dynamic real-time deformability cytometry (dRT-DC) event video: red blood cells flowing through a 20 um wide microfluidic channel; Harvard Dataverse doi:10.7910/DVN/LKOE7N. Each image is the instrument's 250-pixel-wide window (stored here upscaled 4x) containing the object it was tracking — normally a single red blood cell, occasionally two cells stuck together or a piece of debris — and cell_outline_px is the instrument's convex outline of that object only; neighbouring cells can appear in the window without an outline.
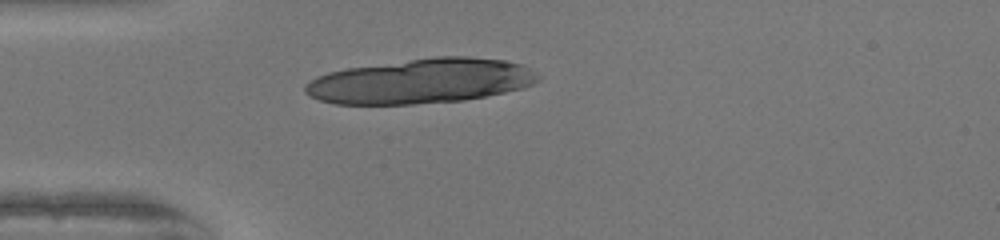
{"species": "human", "species_latin": "Homo sapiens", "temperature_condition": "warm", "stored_images_in_passage": 16, "camera_frame_rate_fps": 3000, "um_per_image_px": 0.085, "donor": {"sex": "female"}, "frame": {"image": 1, "passage_image": 1, "time_ms": 0.0, "image_size_px": [1000, 240], "cell_outline_px": [[540, 80], [524, 88], [464, 100], [412, 104], [336, 104], [320, 100], [308, 96], [304, 92], [304, 84], [316, 76], [328, 72], [348, 68], [436, 56], [468, 56], [504, 60], [520, 64], [528, 68], [540, 76]], "centroid_in_image_um": [35.75, 6.89], "position_along_channel_um": 49.2, "area_um2": 60.75}}